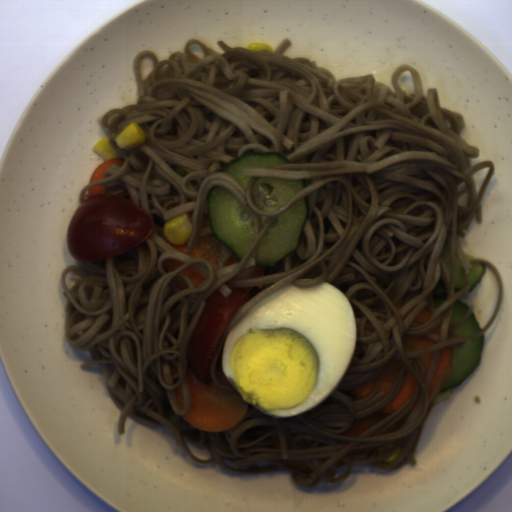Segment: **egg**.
<instances>
[{"mask_svg": "<svg viewBox=\"0 0 512 512\" xmlns=\"http://www.w3.org/2000/svg\"><path fill=\"white\" fill-rule=\"evenodd\" d=\"M357 346L355 311L337 287L288 283L229 330L222 370L243 401L271 418L295 417L324 402Z\"/></svg>", "mask_w": 512, "mask_h": 512, "instance_id": "egg-1", "label": "egg"}]
</instances>
